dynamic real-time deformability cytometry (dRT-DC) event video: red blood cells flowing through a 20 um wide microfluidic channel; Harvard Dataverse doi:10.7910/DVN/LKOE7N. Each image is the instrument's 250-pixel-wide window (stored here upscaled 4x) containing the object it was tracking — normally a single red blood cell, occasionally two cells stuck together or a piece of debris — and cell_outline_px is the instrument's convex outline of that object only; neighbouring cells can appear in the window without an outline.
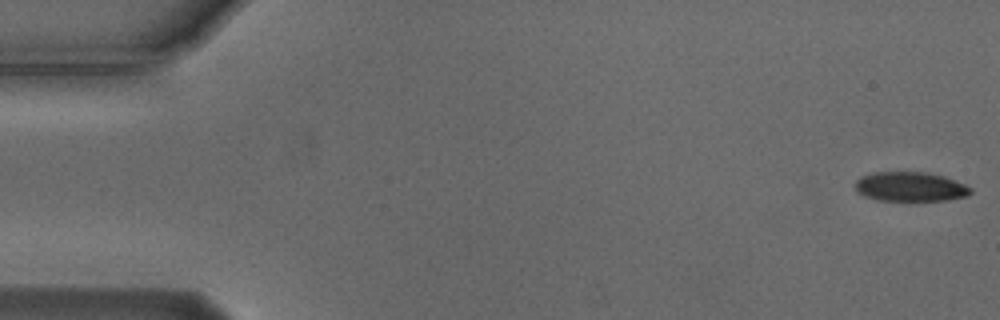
{"species": "Egyptian fruit bat (a non-hibernating species)", "species_latin": "Rousettus aegyptiacus", "temperature_condition": "cold", "stored_images_in_passage": 55, "camera_frame_rate_fps": 3000, "um_per_image_px": 0.085, "animal": {"sex": "male"}, "frame": {"image": 1, "passage_image": 1, "time_ms": 0.0, "image_size_px": [1000, 320], "cell_outline_px": [[972, 192], [968, 196], [948, 200], [916, 204], [908, 204], [876, 200], [864, 196], [856, 192], [856, 180], [872, 172], [924, 172], [944, 176], [964, 184], [972, 188]], "centroid_in_image_um": [77.39, 15.94], "position_along_channel_um": 7.6, "area_um2": 20.92}}
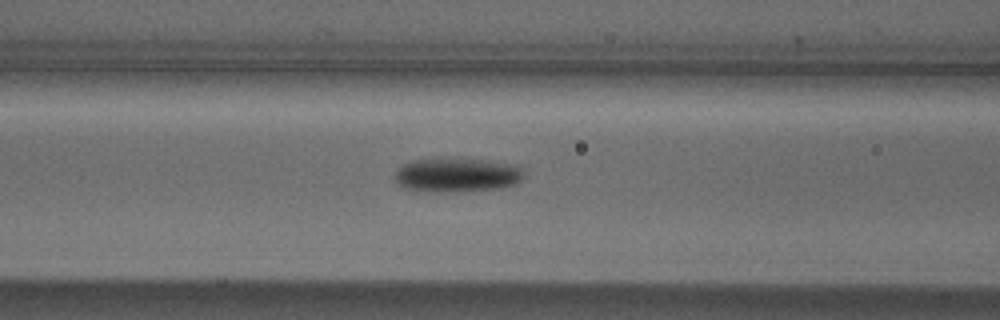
{"frame": {"image": 2, "passage_image": 22, "time_ms": 7.0, "image_size_px": [1000, 320], "cell_outline_px": [[524, 176], [516, 184], [500, 188], [456, 192], [432, 192], [400, 188], [396, 184], [396, 172], [408, 160], [456, 156], [520, 164], [524, 172]], "centroid_in_image_um": [38.86, 14.84], "position_along_channel_um": 127.7, "area_um2": 26.88}}
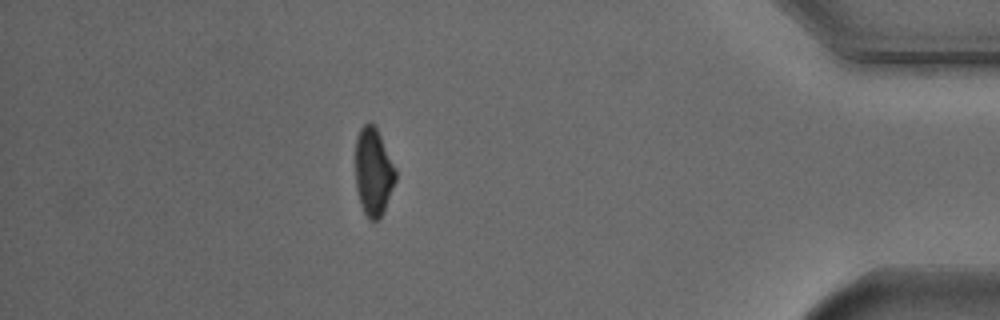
{"frame": {"image": 3, "passage_image": 48, "time_ms": 15.667, "image_size_px": [1000, 320], "cell_outline_px": [[396, 180], [384, 212], [376, 220], [368, 220], [360, 204], [356, 188], [356, 136], [360, 128], [364, 124], [372, 124], [376, 128], [396, 168]], "centroid_in_image_um": [31.74, 14.64], "position_along_channel_um": 403.5, "area_um2": 20.46}, "authors_computed_cell_mechanics": {"area_um2": 22.5998, "velocity_mm_per_s": 3.7424, "shape_relaxation_time_tau1_ms": 2.2853, "shape_relaxation_time_tau2_ms": null, "deformation_change_tau1": 0.1036, "deformation_change_tau2": null}}